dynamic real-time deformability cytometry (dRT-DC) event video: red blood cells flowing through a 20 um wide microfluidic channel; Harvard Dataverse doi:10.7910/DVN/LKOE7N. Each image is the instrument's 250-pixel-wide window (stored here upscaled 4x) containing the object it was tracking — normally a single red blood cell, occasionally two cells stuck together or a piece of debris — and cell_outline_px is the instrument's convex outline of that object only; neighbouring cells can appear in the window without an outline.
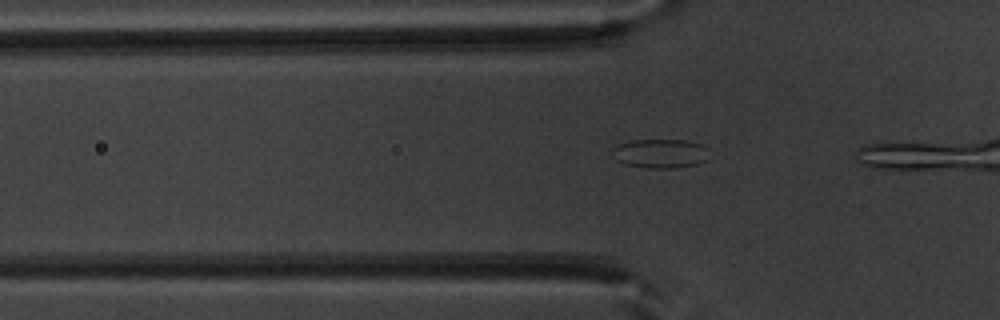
{"species": "common noctule bat (a hibernating species)", "species_latin": "Nyctalus noctula", "temperature_condition": "warm", "stored_images_in_passage": 9, "camera_frame_rate_fps": 3000, "um_per_image_px": 0.085, "animal": {"sex": "male", "body_mass_g": 20.1, "forearm_length_mm": 53.5}, "frame": {"image": 1, "passage_image": 7, "time_ms": 2.0, "image_size_px": [1000, 320], "cell_outline_px": [[708, 160], [696, 164], [676, 168], [648, 168], [624, 164], [616, 160], [612, 156], [612, 148], [620, 144], [632, 140], [684, 140], [704, 144], [708, 148]], "centroid_in_image_um": [56.15, 13.05], "position_along_channel_um": 69.7, "area_um2": 16.65}}